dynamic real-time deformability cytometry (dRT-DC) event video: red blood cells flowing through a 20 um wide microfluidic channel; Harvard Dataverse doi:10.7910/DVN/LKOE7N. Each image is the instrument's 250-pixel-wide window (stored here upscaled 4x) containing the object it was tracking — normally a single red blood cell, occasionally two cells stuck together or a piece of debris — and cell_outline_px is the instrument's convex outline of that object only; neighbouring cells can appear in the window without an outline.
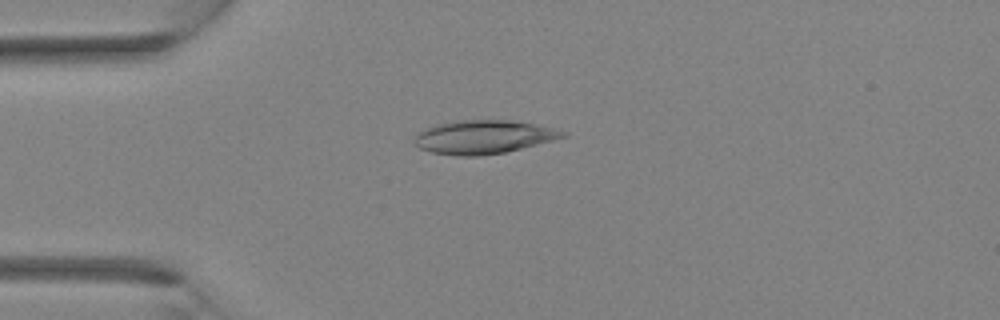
{"species": "Egyptian fruit bat (a non-hibernating species)", "species_latin": "Rousettus aegyptiacus", "temperature_condition": "room temperature", "stored_images_in_passage": 27, "camera_frame_rate_fps": 3000, "um_per_image_px": 0.085, "animal": {"sex": "female"}, "frame": {"image": 1, "passage_image": 1, "time_ms": 0.0, "image_size_px": [1000, 320], "cell_outline_px": [[568, 136], [504, 152], [480, 156], [456, 156], [432, 152], [420, 148], [412, 140], [424, 128], [440, 124], [460, 120], [508, 120], [532, 124], [552, 128], [568, 132]], "centroid_in_image_um": [41.08, 11.65], "position_along_channel_um": 43.9, "area_um2": 28.55}}
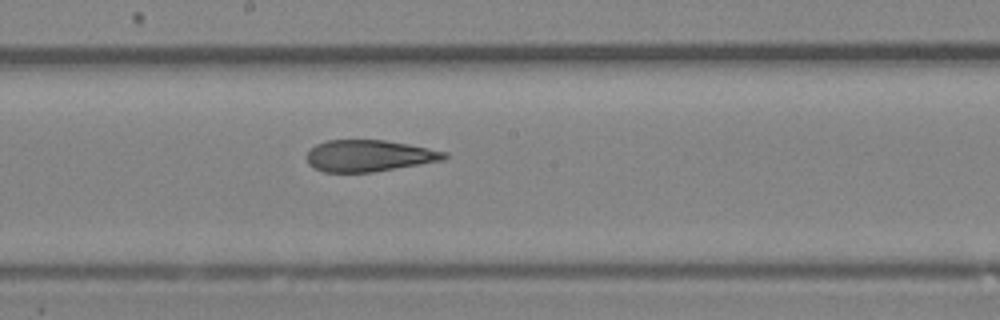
{"frame": {"image": 2, "passage_image": 11, "time_ms": 3.333, "image_size_px": [1000, 320], "cell_outline_px": [[448, 156], [444, 160], [372, 172], [324, 172], [312, 168], [308, 164], [308, 152], [316, 144], [328, 140], [384, 140], [408, 144], [448, 152]], "centroid_in_image_um": [31.37, 13.24], "position_along_channel_um": 216.8, "area_um2": 25.2}}
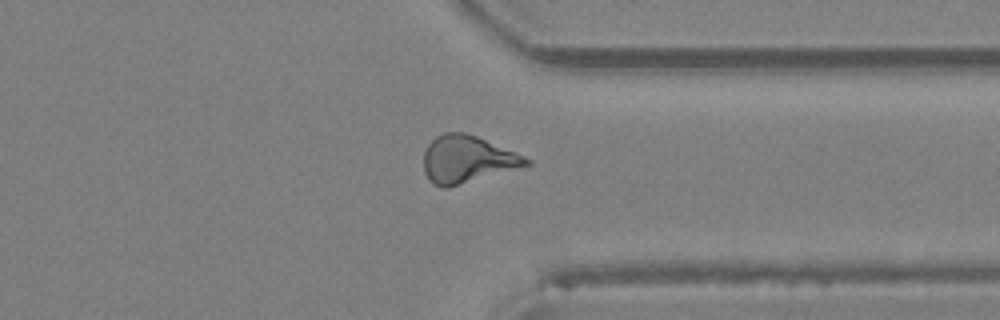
{"frame": {"image": 3, "passage_image": 19, "time_ms": 6.0, "image_size_px": [1000, 320], "cell_outline_px": [[532, 164], [448, 188], [444, 188], [432, 184], [428, 180], [424, 172], [424, 152], [428, 144], [436, 136], [444, 132], [464, 132], [476, 136], [516, 152], [532, 160]], "centroid_in_image_um": [39.69, 13.55], "position_along_channel_um": 371.7, "area_um2": 28.26}}